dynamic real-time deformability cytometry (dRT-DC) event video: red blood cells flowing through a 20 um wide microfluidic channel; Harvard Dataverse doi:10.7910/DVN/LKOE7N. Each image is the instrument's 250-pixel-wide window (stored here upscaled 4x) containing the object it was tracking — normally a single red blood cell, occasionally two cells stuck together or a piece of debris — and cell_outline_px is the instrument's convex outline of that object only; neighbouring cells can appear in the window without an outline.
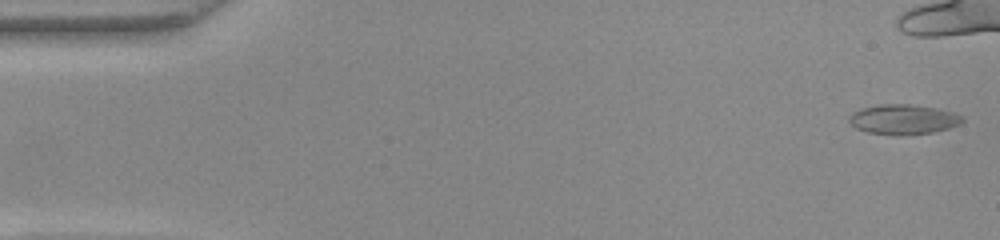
{"species": "common noctule bat (a hibernating species)", "species_latin": "Nyctalus noctula", "temperature_condition": "warm", "stored_images_in_passage": 41, "camera_frame_rate_fps": 3000, "um_per_image_px": 0.085, "animal": {"sex": "female", "body_mass_g": 22.0, "forearm_length_mm": 56.7}, "frame": {"image": 1, "passage_image": 1, "time_ms": 0.0, "image_size_px": [1000, 240], "cell_outline_px": [[964, 120], [960, 124], [948, 128], [932, 132], [900, 136], [892, 136], [868, 132], [856, 128], [848, 120], [848, 116], [852, 112], [860, 108], [880, 104], [912, 104], [936, 108], [952, 112], [964, 116]], "centroid_in_image_um": [76.76, 10.15], "position_along_channel_um": 8.2, "area_um2": 20.0}}
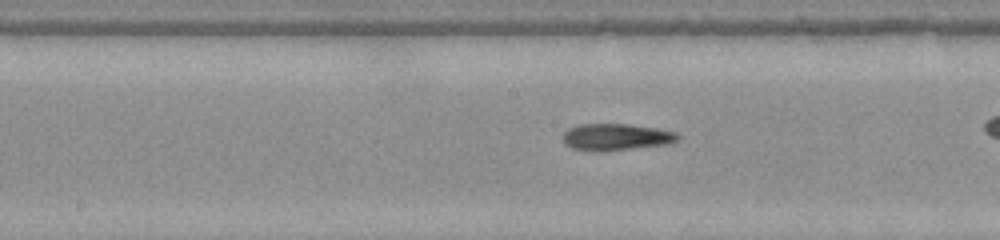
{"frame": {"image": 2, "passage_image": 26, "time_ms": 8.333, "image_size_px": [1000, 240], "cell_outline_px": [[680, 140], [668, 144], [596, 152], [572, 148], [564, 144], [564, 132], [568, 128], [580, 124], [628, 124], [656, 128], [676, 132], [680, 136]], "centroid_in_image_um": [52.37, 11.64], "position_along_channel_um": 195.8, "area_um2": 17.92}}
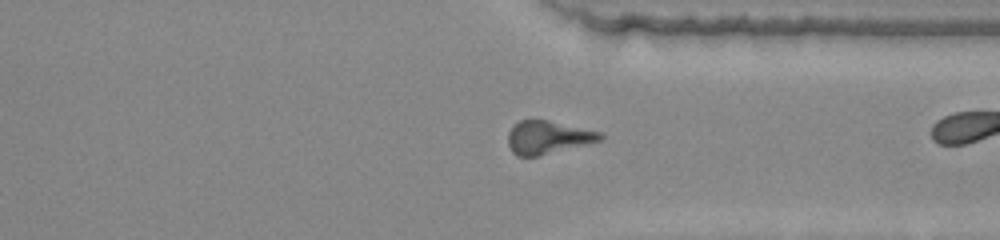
{"frame": {"image": 3, "passage_image": 39, "time_ms": 12.667, "image_size_px": [1000, 240], "cell_outline_px": [[604, 140], [536, 156], [516, 156], [512, 152], [508, 144], [508, 132], [520, 120], [548, 120], [600, 132], [604, 136]], "centroid_in_image_um": [46.57, 11.68], "position_along_channel_um": 364.8, "area_um2": 17.57}}